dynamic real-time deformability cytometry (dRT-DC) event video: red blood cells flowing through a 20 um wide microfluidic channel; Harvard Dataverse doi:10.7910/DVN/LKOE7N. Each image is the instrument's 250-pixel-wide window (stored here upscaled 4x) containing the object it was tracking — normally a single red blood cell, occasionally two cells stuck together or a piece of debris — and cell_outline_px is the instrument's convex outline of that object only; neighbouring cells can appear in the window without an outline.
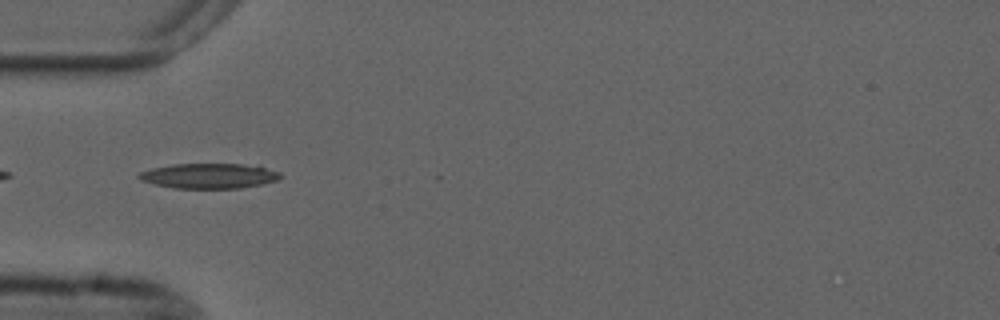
{"species": "common noctule bat (a hibernating species)", "species_latin": "Nyctalus noctula", "temperature_condition": "cold", "stored_images_in_passage": 43, "camera_frame_rate_fps": 3000, "um_per_image_px": 0.085, "animal": {"sex": "male", "forearm_length_mm": 52.5}, "frame": {"image": 1, "passage_image": 6, "time_ms": 1.667, "image_size_px": [1000, 320], "cell_outline_px": [[280, 176], [276, 180], [264, 184], [240, 188], [176, 188], [156, 184], [140, 180], [136, 176], [140, 172], [152, 168], [172, 164], [260, 164], [280, 172]], "centroid_in_image_um": [17.82, 14.93], "position_along_channel_um": 67.2, "area_um2": 20.87}}
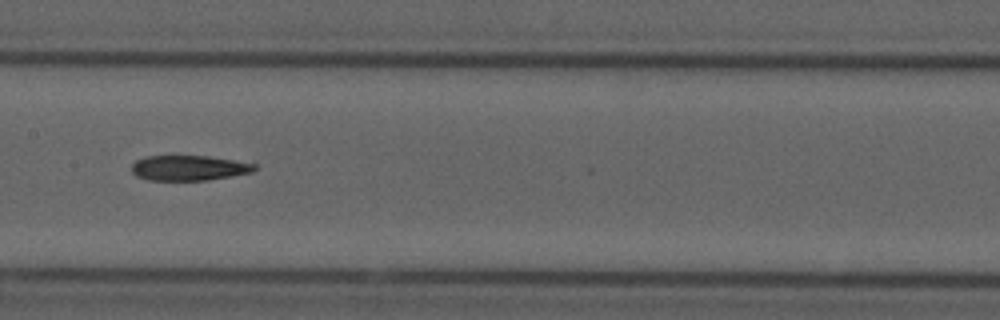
{"frame": {"image": 2, "passage_image": 16, "time_ms": 5.0, "image_size_px": [1000, 320], "cell_outline_px": [[256, 168], [252, 172], [232, 176], [208, 180], [148, 180], [136, 176], [132, 172], [132, 164], [136, 160], [144, 156], [208, 156], [256, 164]], "centroid_in_image_um": [16.03, 14.27], "position_along_channel_um": 191.4, "area_um2": 17.98}}
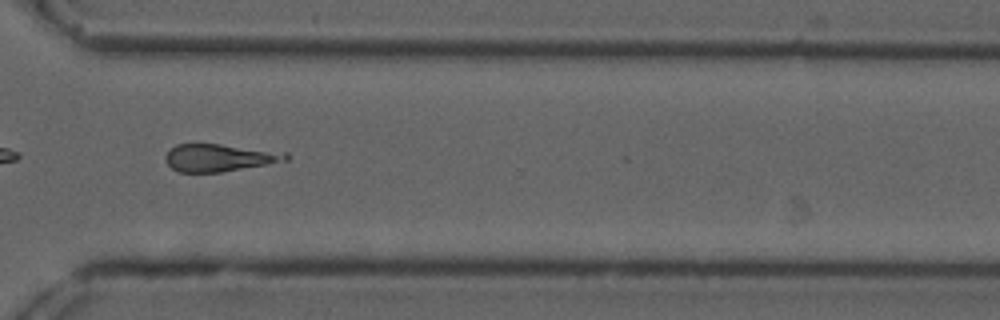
{"frame": {"image": 3, "passage_image": 29, "time_ms": 9.333, "image_size_px": [1000, 320], "cell_outline_px": [[288, 160], [268, 164], [220, 172], [180, 172], [172, 168], [168, 164], [164, 156], [176, 144], [220, 144], [288, 152]], "centroid_in_image_um": [18.66, 13.4], "position_along_channel_um": 351.9, "area_um2": 19.13}}